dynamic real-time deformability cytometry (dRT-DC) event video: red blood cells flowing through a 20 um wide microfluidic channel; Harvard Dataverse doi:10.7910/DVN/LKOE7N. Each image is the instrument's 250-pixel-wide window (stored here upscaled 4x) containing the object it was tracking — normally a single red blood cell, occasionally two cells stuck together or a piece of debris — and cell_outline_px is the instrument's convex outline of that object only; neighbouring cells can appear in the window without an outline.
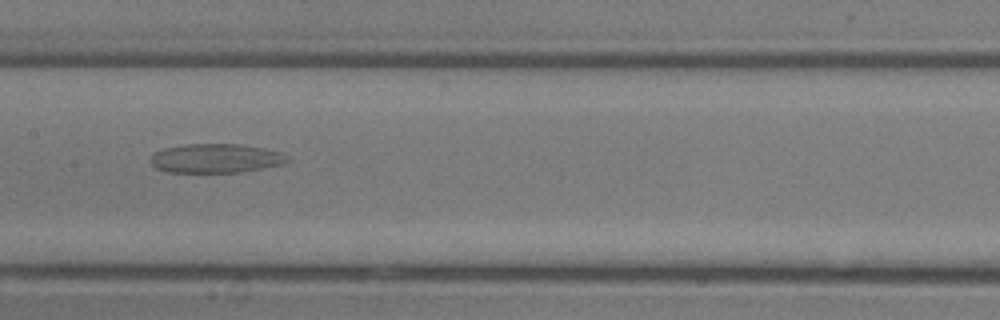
{"species": "common noctule bat (a hibernating species)", "species_latin": "Nyctalus noctula", "temperature_condition": "room temperature", "stored_images_in_passage": 27, "camera_frame_rate_fps": 3000, "um_per_image_px": 0.085, "animal": {"sex": "male", "body_mass_g": 13.3}, "frame": {"image": 1, "passage_image": 11, "time_ms": 3.333, "image_size_px": [1000, 320], "cell_outline_px": [[288, 160], [284, 164], [236, 172], [168, 172], [156, 168], [148, 160], [156, 152], [164, 148], [184, 144], [240, 144], [264, 148], [280, 152]], "centroid_in_image_um": [18.29, 13.45], "position_along_channel_um": 189.1, "area_um2": 22.95}}
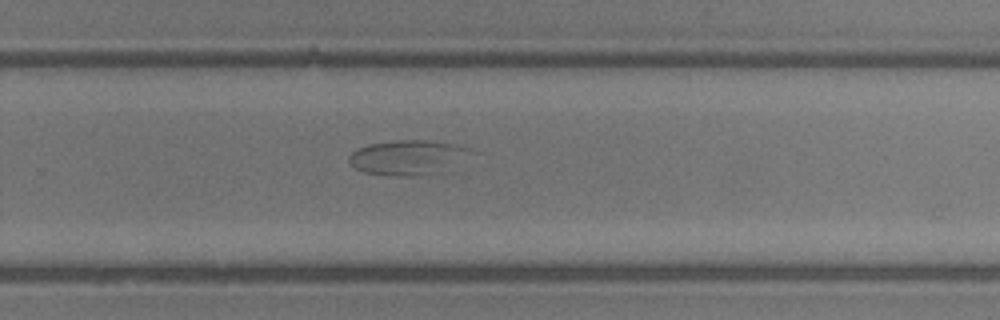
{"frame": {"image": 2, "passage_image": 16, "time_ms": 5.0, "image_size_px": [1000, 320], "cell_outline_px": [[476, 152], [436, 172], [416, 176], [388, 176], [364, 172], [356, 168], [348, 160], [348, 156], [356, 148], [368, 144], [400, 140], [428, 140], [452, 144], [468, 148]], "centroid_in_image_um": [34.58, 13.37], "position_along_channel_um": 295.2, "area_um2": 24.28}}
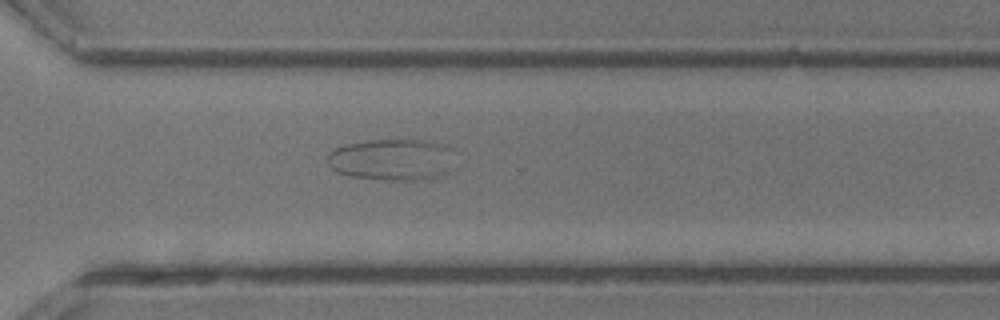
{"frame": {"image": 3, "passage_image": 18, "time_ms": 5.667, "image_size_px": [1000, 320], "cell_outline_px": [[456, 148], [452, 168], [448, 172], [440, 176], [424, 180], [396, 180], [348, 176], [336, 172], [328, 164], [328, 152], [344, 144], [372, 140], [428, 140], [444, 144]], "centroid_in_image_um": [33.4, 13.56], "position_along_channel_um": 337.2, "area_um2": 31.5}}